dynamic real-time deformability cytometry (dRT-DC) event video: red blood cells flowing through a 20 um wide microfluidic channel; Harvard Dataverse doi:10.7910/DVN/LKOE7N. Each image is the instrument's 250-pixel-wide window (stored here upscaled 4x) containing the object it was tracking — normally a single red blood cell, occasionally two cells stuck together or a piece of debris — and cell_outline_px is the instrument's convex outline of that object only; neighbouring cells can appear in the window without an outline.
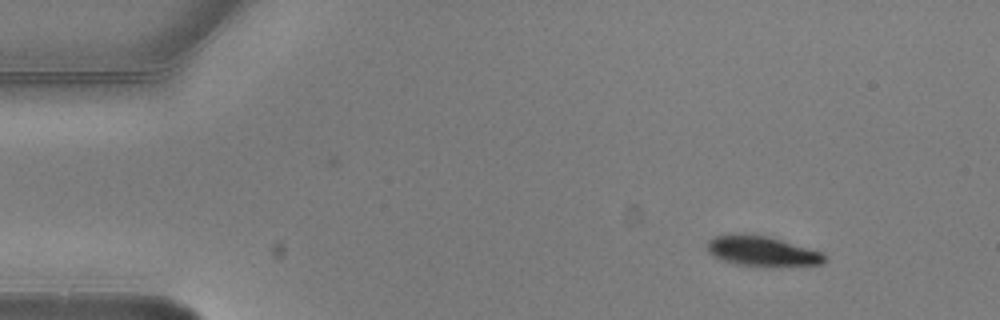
{"species": "common noctule bat (a hibernating species)", "species_latin": "Nyctalus noctula", "temperature_condition": "warm", "stored_images_in_passage": 6, "camera_frame_rate_fps": 3000, "um_per_image_px": 0.085, "animal": {"sex": "male", "body_mass_g": 20.5, "forearm_length_mm": 52.5}, "frame": {"image": 1, "passage_image": 1, "time_ms": 0.0, "image_size_px": [1000, 320], "cell_outline_px": [[828, 260], [820, 264], [772, 268], [736, 264], [712, 256], [708, 252], [708, 240], [716, 236], [728, 232], [744, 232], [768, 236], [824, 252]], "centroid_in_image_um": [64.79, 21.34], "position_along_channel_um": 20.2, "area_um2": 21.44}}
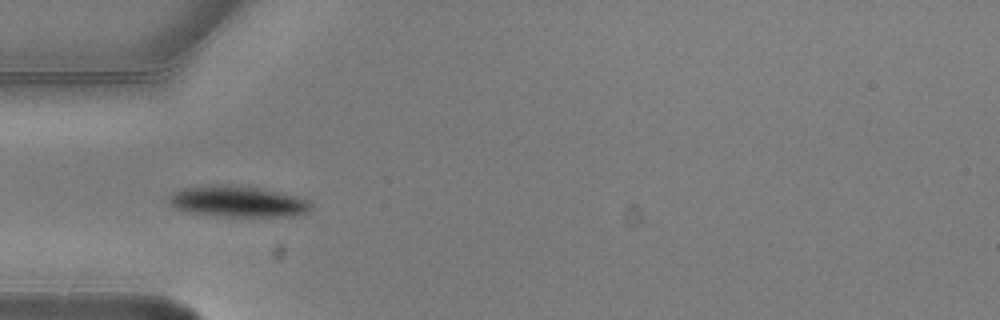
{"frame": {"image": 2, "passage_image": 4, "time_ms": 1.0, "image_size_px": [1000, 320], "cell_outline_px": [[312, 208], [308, 212], [292, 216], [216, 216], [192, 212], [176, 208], [168, 200], [168, 196], [172, 192], [184, 188], [208, 184], [232, 184], [264, 188], [296, 196], [308, 200], [312, 204]], "centroid_in_image_um": [20.22, 17.1], "position_along_channel_um": 64.8, "area_um2": 25.95}}
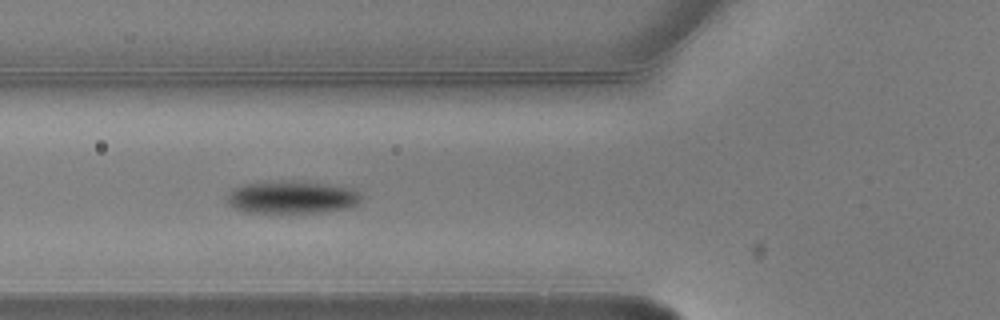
{"frame": {"image": 3, "passage_image": 5, "time_ms": 1.333, "image_size_px": [1000, 320], "cell_outline_px": [[360, 200], [356, 204], [348, 208], [320, 212], [244, 212], [228, 204], [228, 192], [232, 188], [240, 184], [280, 180], [300, 180], [352, 188], [360, 196]], "centroid_in_image_um": [24.75, 16.74], "position_along_channel_um": 101.0, "area_um2": 25.61}}